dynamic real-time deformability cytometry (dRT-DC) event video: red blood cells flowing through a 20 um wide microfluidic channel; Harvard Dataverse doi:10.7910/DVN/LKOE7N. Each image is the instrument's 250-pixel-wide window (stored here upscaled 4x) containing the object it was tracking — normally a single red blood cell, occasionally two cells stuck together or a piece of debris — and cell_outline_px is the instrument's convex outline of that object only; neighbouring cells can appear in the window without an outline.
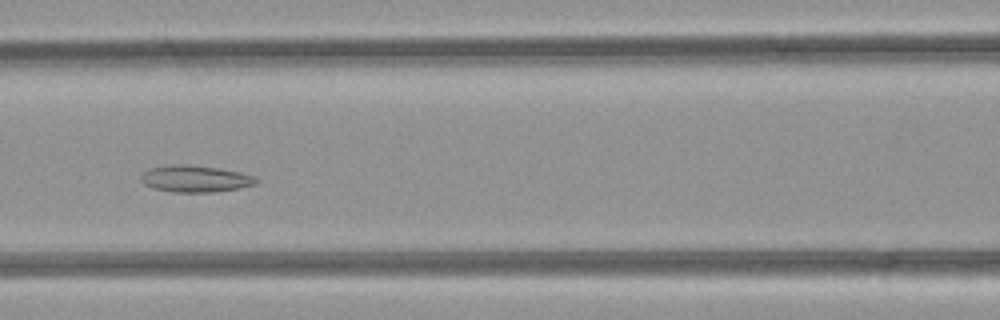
{"species": "common noctule bat (a hibernating species)", "species_latin": "Nyctalus noctula", "temperature_condition": "room temperature", "stored_images_in_passage": 46, "camera_frame_rate_fps": 3000, "um_per_image_px": 0.085, "animal": {"sex": "female", "body_mass_g": 21.9}, "frame": {"image": 1, "passage_image": 18, "time_ms": 5.667, "image_size_px": [1000, 320], "cell_outline_px": [[260, 180], [256, 184], [240, 188], [216, 192], [172, 192], [152, 188], [144, 184], [140, 180], [140, 176], [148, 168], [172, 164], [184, 164], [216, 168], [240, 172], [256, 176]], "centroid_in_image_um": [16.6, 15.2], "position_along_channel_um": 150.0, "area_um2": 18.15}}
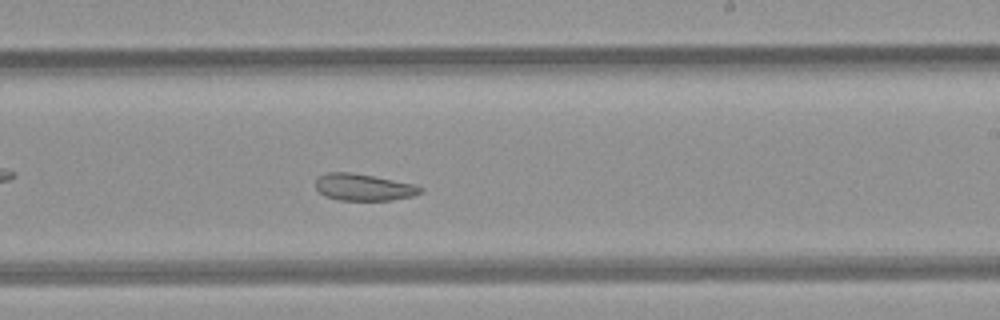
{"frame": {"image": 2, "passage_image": 26, "time_ms": 8.333, "image_size_px": [1000, 320], "cell_outline_px": [[424, 192], [412, 196], [392, 200], [340, 200], [324, 196], [316, 188], [316, 180], [320, 176], [328, 172], [352, 172], [416, 184], [424, 188]], "centroid_in_image_um": [30.95, 15.91], "position_along_channel_um": 258.1, "area_um2": 16.47}}
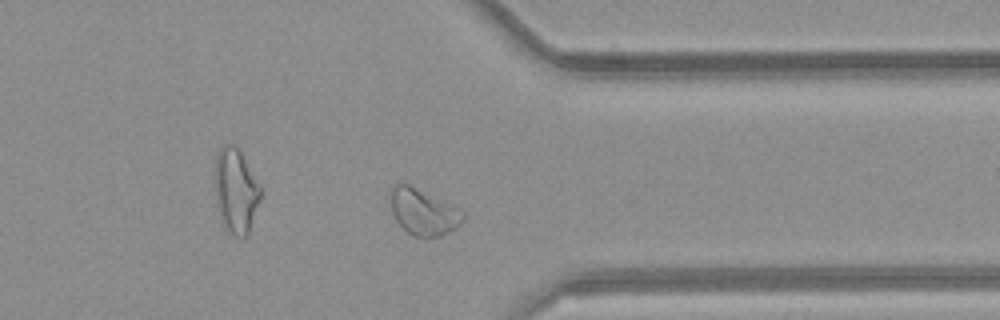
{"frame": {"image": 3, "passage_image": 35, "time_ms": 11.333, "image_size_px": [1000, 320], "cell_outline_px": [[464, 216], [460, 224], [456, 228], [440, 236], [424, 240], [412, 236], [396, 220], [392, 212], [388, 196], [388, 192], [400, 180], [404, 180], [460, 208], [464, 212]], "centroid_in_image_um": [35.95, 17.98], "position_along_channel_um": 375.5, "area_um2": 20.46}, "authors_computed_cell_mechanics": {"area_um2": 21.097, "velocity_mm_per_s": 4.0621, "shape_relaxation_time_tau1_ms": null, "shape_relaxation_time_tau2_ms": 2.925, "deformation_change_tau1": null, "deformation_change_tau2": 0.0811}}